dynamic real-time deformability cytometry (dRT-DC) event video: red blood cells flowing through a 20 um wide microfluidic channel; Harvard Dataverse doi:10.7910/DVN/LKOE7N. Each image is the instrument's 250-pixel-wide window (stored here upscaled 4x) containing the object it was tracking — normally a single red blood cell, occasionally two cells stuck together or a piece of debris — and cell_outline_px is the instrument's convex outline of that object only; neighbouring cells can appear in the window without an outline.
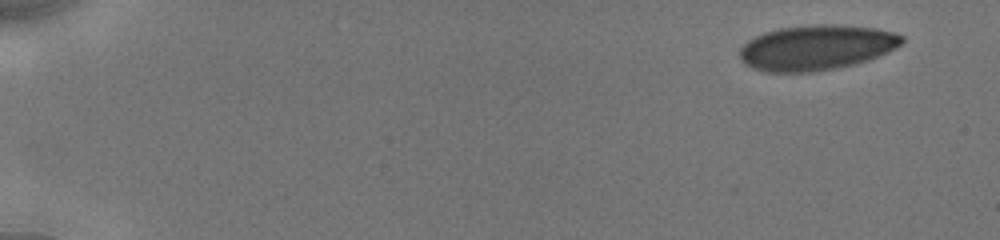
{"species": "human", "species_latin": "Homo sapiens", "temperature_condition": "cold", "stored_images_in_passage": 6, "camera_frame_rate_fps": 3000, "um_per_image_px": 0.085, "donor": {"sex": "male"}, "frame": {"image": 1, "passage_image": 1, "time_ms": 0.0, "image_size_px": [1000, 240], "cell_outline_px": [[904, 44], [888, 52], [868, 60], [852, 64], [812, 72], [768, 72], [752, 68], [744, 64], [740, 60], [740, 48], [748, 40], [764, 32], [780, 28], [812, 24], [840, 24], [876, 28], [892, 32], [904, 36]], "centroid_in_image_um": [69.4, 4.03], "position_along_channel_um": 15.6, "area_um2": 42.83}}
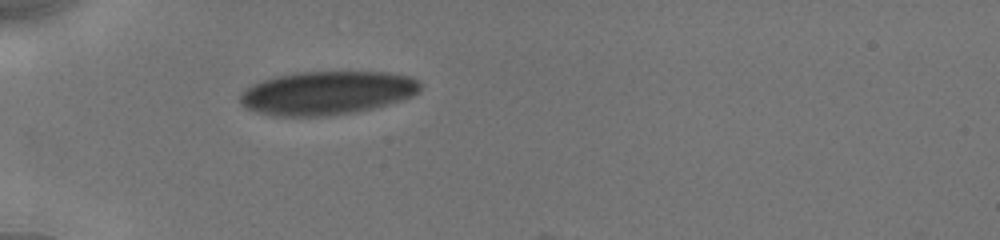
{"frame": {"image": 2, "passage_image": 6, "time_ms": 4.667, "image_size_px": [1000, 240], "cell_outline_px": [[420, 92], [412, 96], [376, 108], [356, 112], [332, 116], [272, 116], [244, 108], [240, 100], [240, 96], [244, 88], [252, 84], [276, 76], [296, 72], [388, 72], [412, 76], [420, 80]], "centroid_in_image_um": [27.81, 7.9], "position_along_channel_um": 57.2, "area_um2": 46.18}}